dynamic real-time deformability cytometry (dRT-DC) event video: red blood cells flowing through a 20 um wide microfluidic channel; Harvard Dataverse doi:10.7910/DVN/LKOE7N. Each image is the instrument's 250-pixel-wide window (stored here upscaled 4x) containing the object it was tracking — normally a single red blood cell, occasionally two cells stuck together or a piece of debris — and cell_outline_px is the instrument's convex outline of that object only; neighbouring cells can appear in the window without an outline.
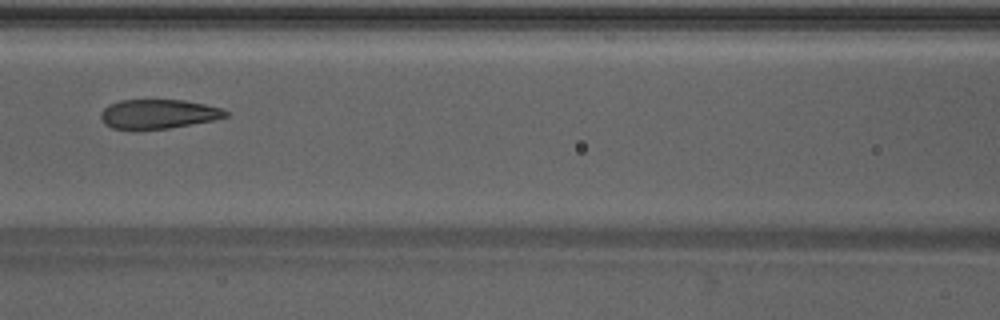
{"species": "Egyptian fruit bat (a non-hibernating species)", "species_latin": "Rousettus aegyptiacus", "temperature_condition": "warm", "stored_images_in_passage": 38, "camera_frame_rate_fps": 3000, "um_per_image_px": 0.085, "animal": {"sex": "male"}, "frame": {"image": 1, "passage_image": 12, "time_ms": 3.667, "image_size_px": [1000, 320], "cell_outline_px": [[228, 116], [212, 120], [168, 128], [112, 128], [104, 124], [100, 116], [100, 112], [108, 104], [120, 100], [184, 100], [204, 104], [220, 108], [228, 112]], "centroid_in_image_um": [13.42, 9.67], "position_along_channel_um": 153.2, "area_um2": 20.92}}
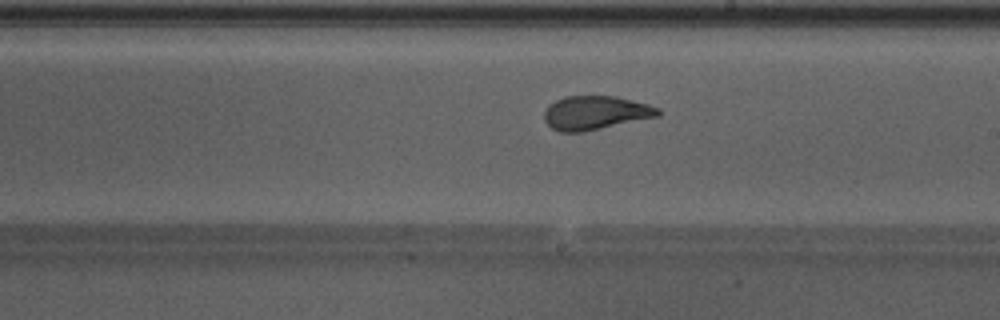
{"frame": {"image": 2, "passage_image": 18, "time_ms": 5.667, "image_size_px": [1000, 320], "cell_outline_px": [[660, 116], [584, 132], [560, 132], [552, 128], [544, 120], [544, 112], [548, 104], [564, 96], [616, 96], [648, 104], [660, 108]], "centroid_in_image_um": [50.61, 9.59], "position_along_channel_um": 238.4, "area_um2": 22.6}}
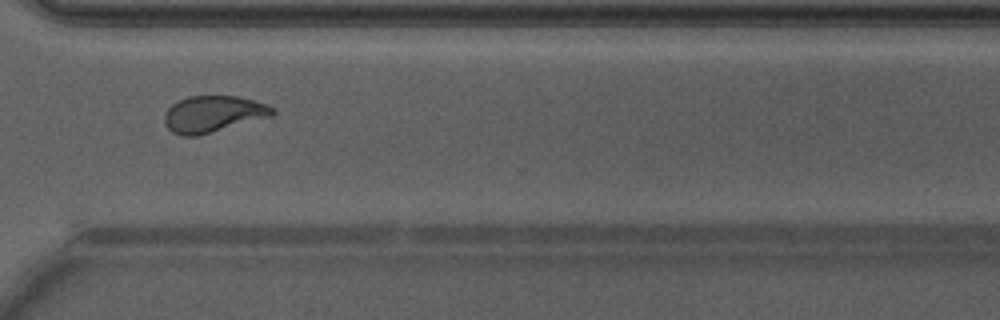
{"frame": {"image": 3, "passage_image": 26, "time_ms": 8.333, "image_size_px": [1000, 320], "cell_outline_px": [[276, 112], [272, 116], [200, 136], [184, 136], [172, 132], [164, 124], [164, 112], [172, 104], [188, 96], [236, 96], [268, 104], [276, 108]], "centroid_in_image_um": [18.13, 9.7], "position_along_channel_um": 352.5, "area_um2": 23.24}, "authors_computed_cell_mechanics": {"area_um2": 22.6865, "velocity_mm_per_s": 4.2786, "shape_relaxation_time_tau1_ms": 4.9047, "shape_relaxation_time_tau2_ms": 0.9073, "deformation_change_tau1": 0.1673, "deformation_change_tau2": 0.0782}}